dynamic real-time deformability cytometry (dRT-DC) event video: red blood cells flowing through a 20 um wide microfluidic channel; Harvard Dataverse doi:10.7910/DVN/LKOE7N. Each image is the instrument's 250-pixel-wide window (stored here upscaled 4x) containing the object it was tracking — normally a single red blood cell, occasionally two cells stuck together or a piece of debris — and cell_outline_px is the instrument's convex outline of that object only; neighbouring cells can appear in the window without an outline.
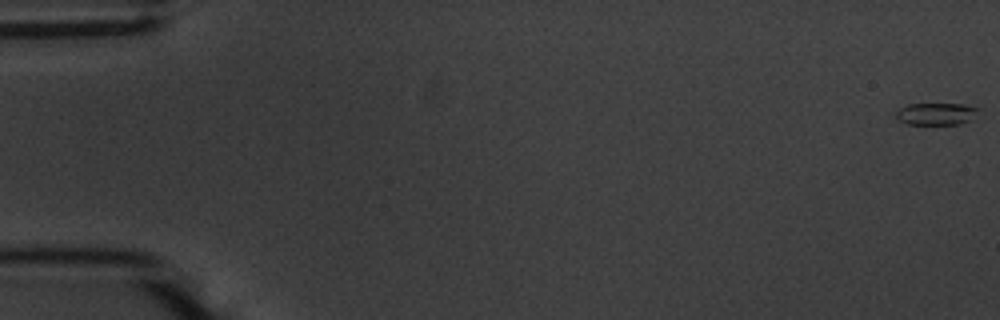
{"species": "common noctule bat (a hibernating species)", "species_latin": "Nyctalus noctula", "temperature_condition": "warm", "stored_images_in_passage": 56, "camera_frame_rate_fps": 3000, "um_per_image_px": 0.085, "animal": {"sex": "male", "body_mass_g": 20.1, "forearm_length_mm": 53.5}, "frame": {"image": 1, "passage_image": 1, "time_ms": 0.0, "image_size_px": [1000, 320], "cell_outline_px": [[980, 108], [968, 120], [960, 124], [908, 124], [900, 120], [896, 116], [896, 112], [900, 108], [908, 104], [964, 104]], "centroid_in_image_um": [79.55, 9.67], "position_along_channel_um": 5.4, "area_um2": 10.35}}
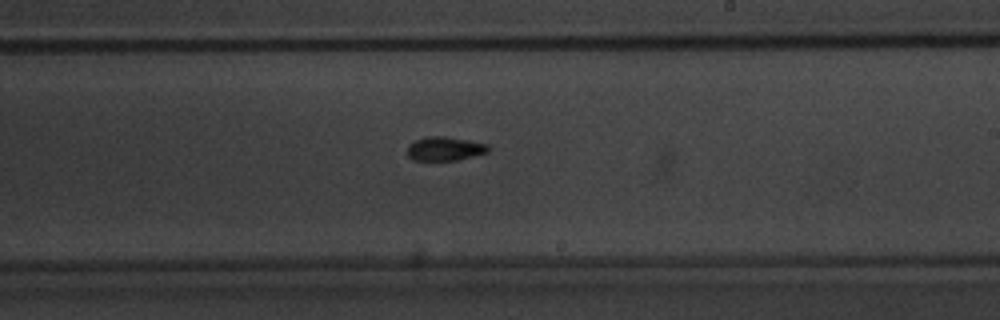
{"frame": {"image": 2, "passage_image": 34, "time_ms": 11.0, "image_size_px": [1000, 320], "cell_outline_px": [[488, 152], [456, 160], [412, 160], [408, 156], [408, 144], [416, 140], [428, 136], [444, 136], [468, 140], [488, 144]], "centroid_in_image_um": [37.79, 12.63], "position_along_channel_um": 251.2, "area_um2": 11.16}}
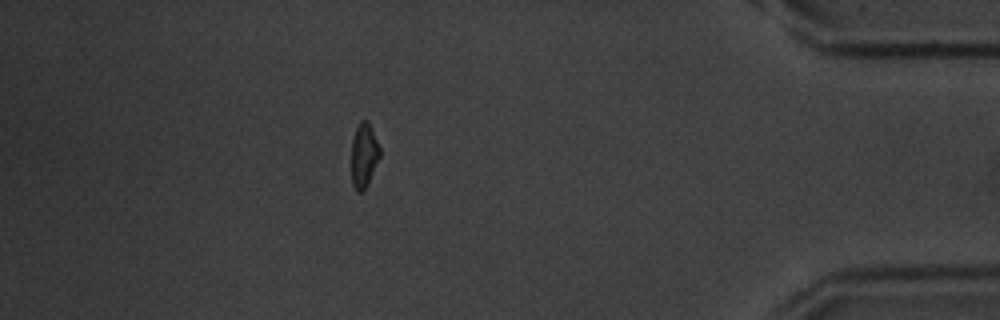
{"frame": {"image": 3, "passage_image": 50, "time_ms": 16.333, "image_size_px": [1000, 320], "cell_outline_px": [[380, 156], [364, 188], [360, 192], [356, 192], [352, 184], [352, 140], [356, 128], [360, 120], [368, 120], [380, 148]], "centroid_in_image_um": [30.92, 13.15], "position_along_channel_um": 404.3, "area_um2": 10.35}, "authors_computed_cell_mechanics": {"area_um2": 11.2132, "velocity_mm_per_s": 3.6783, "shape_relaxation_time_tau1_ms": 3.5859, "shape_relaxation_time_tau2_ms": null, "deformation_change_tau1": 0.1277, "deformation_change_tau2": null}}